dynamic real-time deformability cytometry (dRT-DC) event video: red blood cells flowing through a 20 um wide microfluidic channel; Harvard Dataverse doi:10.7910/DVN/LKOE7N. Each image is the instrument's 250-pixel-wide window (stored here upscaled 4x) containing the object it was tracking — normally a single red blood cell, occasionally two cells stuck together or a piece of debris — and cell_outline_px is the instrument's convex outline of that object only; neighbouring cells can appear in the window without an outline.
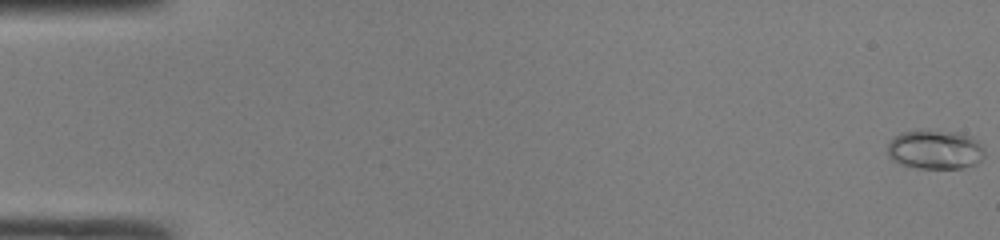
{"species": "common noctule bat (a hibernating species)", "species_latin": "Nyctalus noctula", "temperature_condition": "room temperature", "stored_images_in_passage": 50, "camera_frame_rate_fps": 3000, "um_per_image_px": 0.085, "animal": {"sex": "male", "body_mass_g": 19.0, "forearm_length_mm": 50.8}, "frame": {"image": 1, "passage_image": 1, "time_ms": 0.0, "image_size_px": [1000, 240], "cell_outline_px": [[984, 156], [976, 164], [964, 168], [916, 168], [900, 164], [892, 160], [888, 156], [888, 144], [896, 136], [904, 132], [956, 132], [972, 136], [984, 148]], "centroid_in_image_um": [79.51, 12.75], "position_along_channel_um": 5.5, "area_um2": 21.79}}
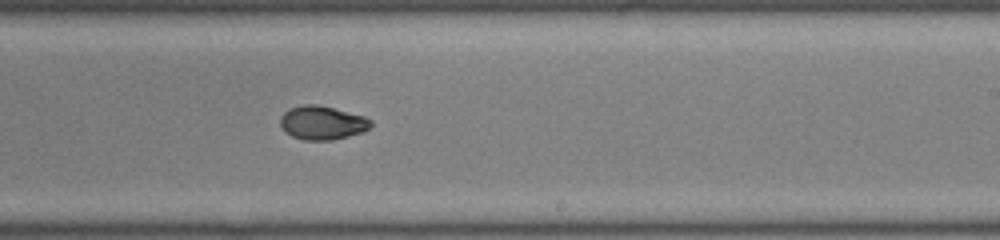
{"frame": {"image": 2, "passage_image": 31, "time_ms": 10.0, "image_size_px": [1000, 240], "cell_outline_px": [[372, 124], [364, 132], [332, 140], [304, 140], [292, 136], [284, 132], [280, 124], [280, 116], [288, 108], [304, 104], [316, 104], [364, 116], [372, 120]], "centroid_in_image_um": [27.36, 10.44], "position_along_channel_um": 261.6, "area_um2": 17.86}}
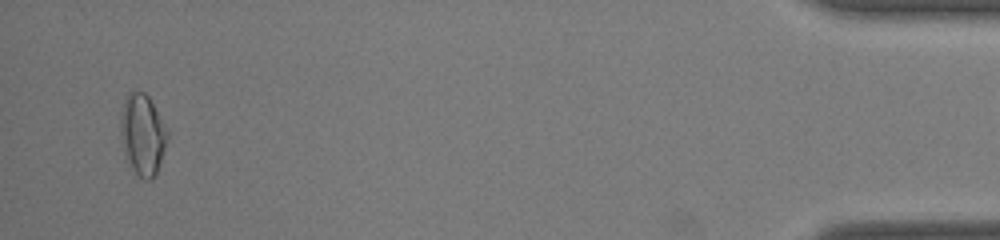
{"frame": {"image": 3, "passage_image": 48, "time_ms": 15.667, "image_size_px": [1000, 240], "cell_outline_px": [[168, 140], [156, 172], [152, 180], [144, 180], [132, 168], [128, 160], [120, 132], [120, 112], [124, 100], [128, 92], [144, 92], [148, 96], [168, 132]], "centroid_in_image_um": [12.11, 11.41], "position_along_channel_um": 423.1, "area_um2": 21.62}, "authors_computed_cell_mechanics": {"area_um2": 18.4382, "velocity_mm_per_s": 4.2263, "shape_relaxation_time_tau1_ms": 3.8853, "shape_relaxation_time_tau2_ms": 2.5821, "deformation_change_tau1": 0.1514, "deformation_change_tau2": 0.0462}}